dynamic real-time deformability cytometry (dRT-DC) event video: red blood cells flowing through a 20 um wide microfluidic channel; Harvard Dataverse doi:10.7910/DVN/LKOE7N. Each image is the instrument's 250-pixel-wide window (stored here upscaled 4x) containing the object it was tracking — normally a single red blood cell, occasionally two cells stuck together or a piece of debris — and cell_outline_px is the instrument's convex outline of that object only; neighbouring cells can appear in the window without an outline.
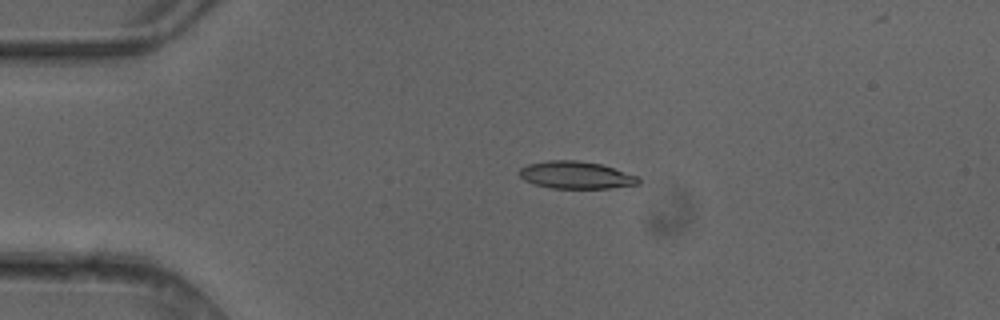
{"species": "common noctule bat (a hibernating species)", "species_latin": "Nyctalus noctula", "temperature_condition": "cold", "stored_images_in_passage": 3, "camera_frame_rate_fps": 3000, "um_per_image_px": 0.085, "animal": {"sex": "female"}, "frame": {"image": 1, "passage_image": 2, "time_ms": 0.333, "image_size_px": [1000, 320], "cell_outline_px": [[640, 184], [612, 188], [552, 188], [532, 184], [524, 180], [520, 176], [520, 168], [528, 164], [548, 160], [576, 160], [600, 164], [636, 176], [640, 180]], "centroid_in_image_um": [48.92, 14.89], "position_along_channel_um": 36.1, "area_um2": 18.84}}